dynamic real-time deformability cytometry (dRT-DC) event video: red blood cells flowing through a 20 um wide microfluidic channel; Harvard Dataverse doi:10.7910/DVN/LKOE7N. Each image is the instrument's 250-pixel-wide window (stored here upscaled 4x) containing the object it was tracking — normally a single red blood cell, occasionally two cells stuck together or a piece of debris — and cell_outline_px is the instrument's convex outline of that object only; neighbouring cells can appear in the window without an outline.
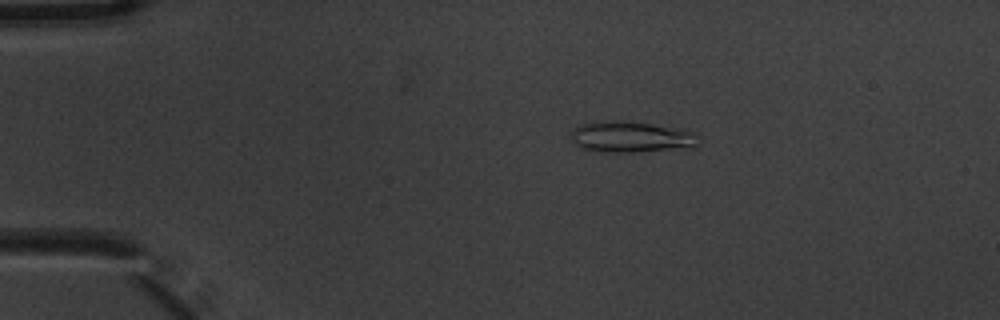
{"species": "common noctule bat (a hibernating species)", "species_latin": "Nyctalus noctula", "temperature_condition": "warm", "stored_images_in_passage": 8, "camera_frame_rate_fps": 3000, "um_per_image_px": 0.085, "animal": {"sex": "male", "body_mass_g": 20.1, "forearm_length_mm": 53.5}, "frame": {"image": 1, "passage_image": 4, "time_ms": 1.0, "image_size_px": [1000, 320], "cell_outline_px": [[700, 132], [696, 148], [636, 152], [596, 152], [580, 148], [572, 144], [572, 128], [584, 124], [616, 120], [648, 124]], "centroid_in_image_um": [53.69, 11.68], "position_along_channel_um": 31.3, "area_um2": 23.35}}
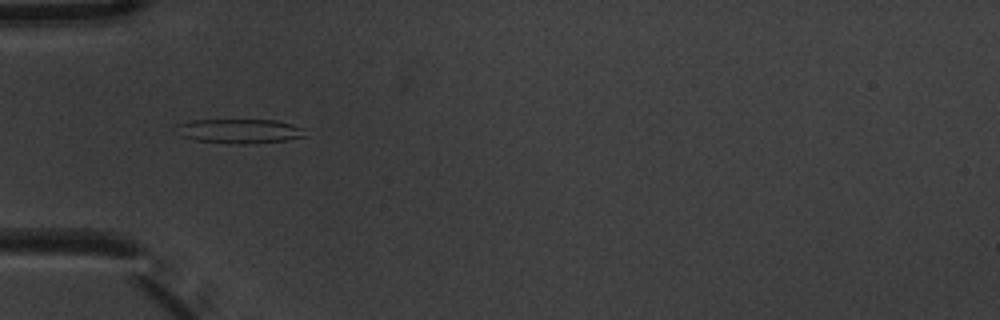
{"frame": {"image": 2, "passage_image": 6, "time_ms": 1.667, "image_size_px": [1000, 320], "cell_outline_px": [[308, 136], [284, 140], [244, 144], [240, 144], [196, 140], [180, 136], [172, 128], [176, 124], [192, 120], [276, 120], [292, 124], [304, 128]], "centroid_in_image_um": [20.32, 11.13], "position_along_channel_um": 64.7, "area_um2": 18.44}}
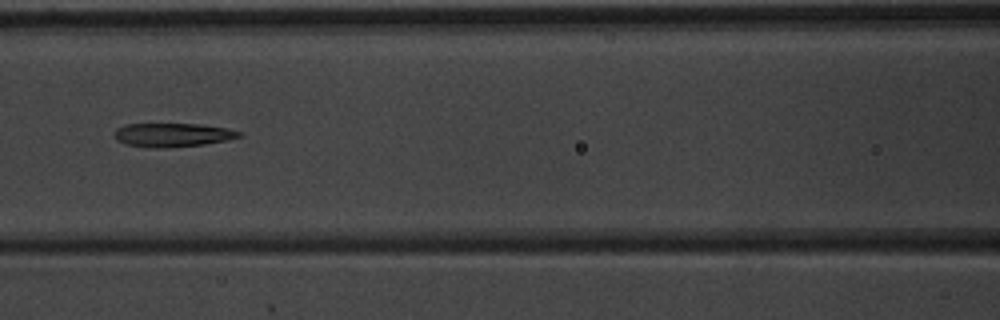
{"frame": {"image": 3, "passage_image": 8, "time_ms": 2.333, "image_size_px": [1000, 320], "cell_outline_px": [[244, 136], [228, 140], [204, 144], [156, 148], [148, 148], [124, 144], [116, 140], [112, 136], [116, 128], [128, 124], [200, 124], [228, 128], [240, 132]], "centroid_in_image_um": [14.64, 11.47], "position_along_channel_um": 152.0, "area_um2": 17.4}}